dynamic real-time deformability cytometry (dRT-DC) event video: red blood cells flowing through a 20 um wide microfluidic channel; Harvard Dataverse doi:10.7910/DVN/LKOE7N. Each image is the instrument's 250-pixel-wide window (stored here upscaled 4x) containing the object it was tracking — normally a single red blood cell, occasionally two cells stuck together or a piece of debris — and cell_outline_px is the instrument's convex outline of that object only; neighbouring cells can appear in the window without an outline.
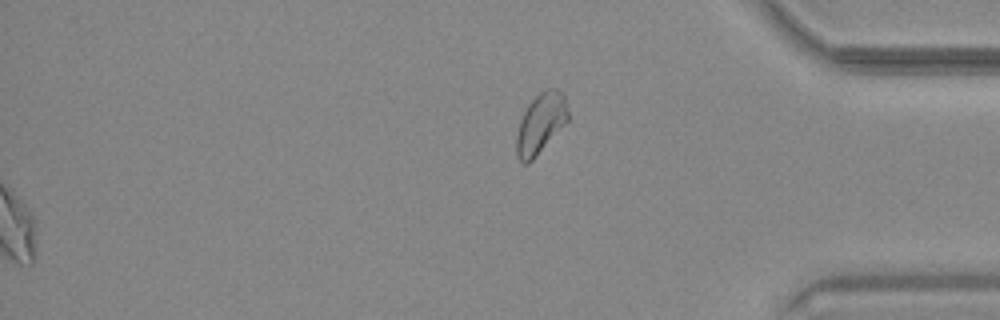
{"species": "common noctule bat (a hibernating species)", "species_latin": "Nyctalus noctula", "temperature_condition": "warm", "stored_images_in_passage": 57, "segment_of_instrument_passage": [2, 2], "camera_frame_rate_fps": 3000, "um_per_image_px": 0.085, "animal": {"sex": "male", "body_mass_g": 20.4}, "frame": {"image": 1, "passage_image": 57, "time_ms": 18.667, "image_size_px": [1000, 320], "cell_outline_px": [[568, 120], [536, 156], [528, 164], [524, 164], [516, 156], [516, 136], [520, 120], [528, 104], [540, 92], [548, 88], [556, 88], [564, 92], [568, 112]], "centroid_in_image_um": [45.95, 10.48], "position_along_channel_um": 389.3, "area_um2": 18.03}}